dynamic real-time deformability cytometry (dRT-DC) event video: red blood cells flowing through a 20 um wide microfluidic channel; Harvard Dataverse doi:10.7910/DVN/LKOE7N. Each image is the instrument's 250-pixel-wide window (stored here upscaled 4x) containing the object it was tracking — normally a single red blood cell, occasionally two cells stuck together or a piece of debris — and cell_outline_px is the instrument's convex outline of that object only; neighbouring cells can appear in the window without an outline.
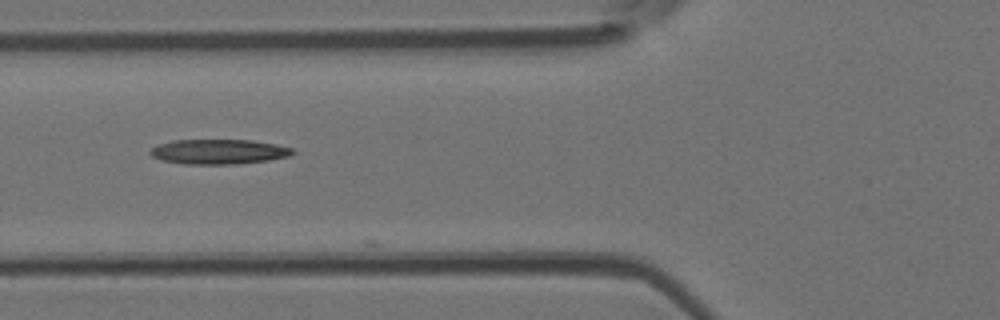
{"species": "Egyptian fruit bat (a non-hibernating species)", "species_latin": "Rousettus aegyptiacus", "temperature_condition": "room temperature", "stored_images_in_passage": 20, "camera_frame_rate_fps": 3000, "um_per_image_px": 0.085, "animal": {"sex": "female"}, "frame": {"image": 1, "passage_image": 19, "time_ms": 6.0, "image_size_px": [1000, 320], "cell_outline_px": [[296, 152], [288, 156], [268, 160], [236, 164], [184, 164], [160, 160], [152, 156], [148, 152], [152, 148], [160, 144], [172, 140], [252, 140], [276, 144], [292, 148]], "centroid_in_image_um": [18.58, 12.89], "position_along_channel_um": 107.2, "area_um2": 20.63}}